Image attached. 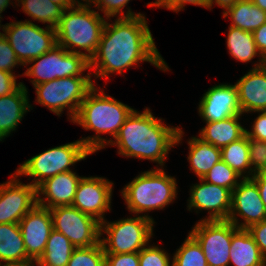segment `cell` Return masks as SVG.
<instances>
[{"label":"cell","instance_id":"obj_39","mask_svg":"<svg viewBox=\"0 0 266 266\" xmlns=\"http://www.w3.org/2000/svg\"><path fill=\"white\" fill-rule=\"evenodd\" d=\"M259 115L254 120L252 129H246L248 138H253L260 141H266V111L256 112Z\"/></svg>","mask_w":266,"mask_h":266},{"label":"cell","instance_id":"obj_6","mask_svg":"<svg viewBox=\"0 0 266 266\" xmlns=\"http://www.w3.org/2000/svg\"><path fill=\"white\" fill-rule=\"evenodd\" d=\"M135 216L100 223V237L107 234V237L100 238L105 254L139 253L149 244L154 219L148 214Z\"/></svg>","mask_w":266,"mask_h":266},{"label":"cell","instance_id":"obj_14","mask_svg":"<svg viewBox=\"0 0 266 266\" xmlns=\"http://www.w3.org/2000/svg\"><path fill=\"white\" fill-rule=\"evenodd\" d=\"M238 216L243 219L239 224ZM266 220V209L257 184L251 178H243L232 191L228 221L237 228L248 229L251 225Z\"/></svg>","mask_w":266,"mask_h":266},{"label":"cell","instance_id":"obj_21","mask_svg":"<svg viewBox=\"0 0 266 266\" xmlns=\"http://www.w3.org/2000/svg\"><path fill=\"white\" fill-rule=\"evenodd\" d=\"M30 109L28 90L22 82L14 92L0 97V141L16 130Z\"/></svg>","mask_w":266,"mask_h":266},{"label":"cell","instance_id":"obj_38","mask_svg":"<svg viewBox=\"0 0 266 266\" xmlns=\"http://www.w3.org/2000/svg\"><path fill=\"white\" fill-rule=\"evenodd\" d=\"M105 266H139L138 253L105 254Z\"/></svg>","mask_w":266,"mask_h":266},{"label":"cell","instance_id":"obj_23","mask_svg":"<svg viewBox=\"0 0 266 266\" xmlns=\"http://www.w3.org/2000/svg\"><path fill=\"white\" fill-rule=\"evenodd\" d=\"M241 116L237 115L217 122H206L205 127L199 132V137L218 148L237 141L246 134V128L239 122Z\"/></svg>","mask_w":266,"mask_h":266},{"label":"cell","instance_id":"obj_34","mask_svg":"<svg viewBox=\"0 0 266 266\" xmlns=\"http://www.w3.org/2000/svg\"><path fill=\"white\" fill-rule=\"evenodd\" d=\"M129 1L130 0H95L92 4L95 8L103 12L104 17L109 19V21L111 17L116 16L117 18H130L143 15L140 12L136 14L129 8H127L128 10L126 11V14H124L125 12H123L122 9L129 3Z\"/></svg>","mask_w":266,"mask_h":266},{"label":"cell","instance_id":"obj_43","mask_svg":"<svg viewBox=\"0 0 266 266\" xmlns=\"http://www.w3.org/2000/svg\"><path fill=\"white\" fill-rule=\"evenodd\" d=\"M186 4L208 8V0H172L165 8L174 12H179L184 9Z\"/></svg>","mask_w":266,"mask_h":266},{"label":"cell","instance_id":"obj_8","mask_svg":"<svg viewBox=\"0 0 266 266\" xmlns=\"http://www.w3.org/2000/svg\"><path fill=\"white\" fill-rule=\"evenodd\" d=\"M96 86L91 77H65L34 86L36 103L58 116L67 108L71 122L76 117L87 93Z\"/></svg>","mask_w":266,"mask_h":266},{"label":"cell","instance_id":"obj_44","mask_svg":"<svg viewBox=\"0 0 266 266\" xmlns=\"http://www.w3.org/2000/svg\"><path fill=\"white\" fill-rule=\"evenodd\" d=\"M251 179L257 184L261 200L266 209V172L254 174Z\"/></svg>","mask_w":266,"mask_h":266},{"label":"cell","instance_id":"obj_11","mask_svg":"<svg viewBox=\"0 0 266 266\" xmlns=\"http://www.w3.org/2000/svg\"><path fill=\"white\" fill-rule=\"evenodd\" d=\"M237 229L228 220H199L189 233L201 245L208 266H229L232 236Z\"/></svg>","mask_w":266,"mask_h":266},{"label":"cell","instance_id":"obj_33","mask_svg":"<svg viewBox=\"0 0 266 266\" xmlns=\"http://www.w3.org/2000/svg\"><path fill=\"white\" fill-rule=\"evenodd\" d=\"M67 266H105V252L101 242L87 248H76Z\"/></svg>","mask_w":266,"mask_h":266},{"label":"cell","instance_id":"obj_51","mask_svg":"<svg viewBox=\"0 0 266 266\" xmlns=\"http://www.w3.org/2000/svg\"><path fill=\"white\" fill-rule=\"evenodd\" d=\"M73 2H75V3H83V2H81V1H84V2H86V4H87V0H81V1H79V0H72Z\"/></svg>","mask_w":266,"mask_h":266},{"label":"cell","instance_id":"obj_41","mask_svg":"<svg viewBox=\"0 0 266 266\" xmlns=\"http://www.w3.org/2000/svg\"><path fill=\"white\" fill-rule=\"evenodd\" d=\"M16 79V74L0 70V97L11 94L21 85Z\"/></svg>","mask_w":266,"mask_h":266},{"label":"cell","instance_id":"obj_29","mask_svg":"<svg viewBox=\"0 0 266 266\" xmlns=\"http://www.w3.org/2000/svg\"><path fill=\"white\" fill-rule=\"evenodd\" d=\"M222 160L242 178H250V152L248 136L221 148Z\"/></svg>","mask_w":266,"mask_h":266},{"label":"cell","instance_id":"obj_22","mask_svg":"<svg viewBox=\"0 0 266 266\" xmlns=\"http://www.w3.org/2000/svg\"><path fill=\"white\" fill-rule=\"evenodd\" d=\"M230 264L234 266H266V259L247 229L238 228L233 233Z\"/></svg>","mask_w":266,"mask_h":266},{"label":"cell","instance_id":"obj_24","mask_svg":"<svg viewBox=\"0 0 266 266\" xmlns=\"http://www.w3.org/2000/svg\"><path fill=\"white\" fill-rule=\"evenodd\" d=\"M34 264L27 258L19 224H0V263Z\"/></svg>","mask_w":266,"mask_h":266},{"label":"cell","instance_id":"obj_16","mask_svg":"<svg viewBox=\"0 0 266 266\" xmlns=\"http://www.w3.org/2000/svg\"><path fill=\"white\" fill-rule=\"evenodd\" d=\"M199 184H193L190 189V197L187 200V208H193L196 213L200 210H207L208 217L202 220H228L231 209L232 191L230 189L206 182L199 179Z\"/></svg>","mask_w":266,"mask_h":266},{"label":"cell","instance_id":"obj_42","mask_svg":"<svg viewBox=\"0 0 266 266\" xmlns=\"http://www.w3.org/2000/svg\"><path fill=\"white\" fill-rule=\"evenodd\" d=\"M257 49L261 56L266 58V23L252 32Z\"/></svg>","mask_w":266,"mask_h":266},{"label":"cell","instance_id":"obj_1","mask_svg":"<svg viewBox=\"0 0 266 266\" xmlns=\"http://www.w3.org/2000/svg\"><path fill=\"white\" fill-rule=\"evenodd\" d=\"M149 62L162 71L169 67L158 51L144 15L117 18L105 23L95 55L90 59L94 77L109 79V75Z\"/></svg>","mask_w":266,"mask_h":266},{"label":"cell","instance_id":"obj_25","mask_svg":"<svg viewBox=\"0 0 266 266\" xmlns=\"http://www.w3.org/2000/svg\"><path fill=\"white\" fill-rule=\"evenodd\" d=\"M188 146L187 160L190 163V170H193L199 179H202L217 162L222 160L221 148L215 147L199 136L191 137L188 140Z\"/></svg>","mask_w":266,"mask_h":266},{"label":"cell","instance_id":"obj_50","mask_svg":"<svg viewBox=\"0 0 266 266\" xmlns=\"http://www.w3.org/2000/svg\"><path fill=\"white\" fill-rule=\"evenodd\" d=\"M0 266H35V264L0 263Z\"/></svg>","mask_w":266,"mask_h":266},{"label":"cell","instance_id":"obj_47","mask_svg":"<svg viewBox=\"0 0 266 266\" xmlns=\"http://www.w3.org/2000/svg\"><path fill=\"white\" fill-rule=\"evenodd\" d=\"M172 0H156L152 3H147L148 7H163L165 8Z\"/></svg>","mask_w":266,"mask_h":266},{"label":"cell","instance_id":"obj_28","mask_svg":"<svg viewBox=\"0 0 266 266\" xmlns=\"http://www.w3.org/2000/svg\"><path fill=\"white\" fill-rule=\"evenodd\" d=\"M76 248L62 233L50 232L42 257L37 266H67L73 251Z\"/></svg>","mask_w":266,"mask_h":266},{"label":"cell","instance_id":"obj_10","mask_svg":"<svg viewBox=\"0 0 266 266\" xmlns=\"http://www.w3.org/2000/svg\"><path fill=\"white\" fill-rule=\"evenodd\" d=\"M3 35L9 41L22 66L38 58L57 45L56 30L45 26L42 28L32 20L14 21L1 25Z\"/></svg>","mask_w":266,"mask_h":266},{"label":"cell","instance_id":"obj_32","mask_svg":"<svg viewBox=\"0 0 266 266\" xmlns=\"http://www.w3.org/2000/svg\"><path fill=\"white\" fill-rule=\"evenodd\" d=\"M203 179L206 182L233 191L243 178L230 168L223 160H220L208 171Z\"/></svg>","mask_w":266,"mask_h":266},{"label":"cell","instance_id":"obj_5","mask_svg":"<svg viewBox=\"0 0 266 266\" xmlns=\"http://www.w3.org/2000/svg\"><path fill=\"white\" fill-rule=\"evenodd\" d=\"M121 194L129 212L147 214L173 203L178 194L177 182L163 168H156L141 172L123 188Z\"/></svg>","mask_w":266,"mask_h":266},{"label":"cell","instance_id":"obj_27","mask_svg":"<svg viewBox=\"0 0 266 266\" xmlns=\"http://www.w3.org/2000/svg\"><path fill=\"white\" fill-rule=\"evenodd\" d=\"M230 17V26L243 31L253 32L266 23V11L256 6L252 0H239L230 8L224 10L223 17Z\"/></svg>","mask_w":266,"mask_h":266},{"label":"cell","instance_id":"obj_20","mask_svg":"<svg viewBox=\"0 0 266 266\" xmlns=\"http://www.w3.org/2000/svg\"><path fill=\"white\" fill-rule=\"evenodd\" d=\"M235 84L242 115L266 111V66L252 68Z\"/></svg>","mask_w":266,"mask_h":266},{"label":"cell","instance_id":"obj_52","mask_svg":"<svg viewBox=\"0 0 266 266\" xmlns=\"http://www.w3.org/2000/svg\"><path fill=\"white\" fill-rule=\"evenodd\" d=\"M95 0H87V4H91L94 2Z\"/></svg>","mask_w":266,"mask_h":266},{"label":"cell","instance_id":"obj_4","mask_svg":"<svg viewBox=\"0 0 266 266\" xmlns=\"http://www.w3.org/2000/svg\"><path fill=\"white\" fill-rule=\"evenodd\" d=\"M105 23L106 19L98 11L91 10L90 4L75 3L63 11L55 28L57 45L90 61L97 51Z\"/></svg>","mask_w":266,"mask_h":266},{"label":"cell","instance_id":"obj_45","mask_svg":"<svg viewBox=\"0 0 266 266\" xmlns=\"http://www.w3.org/2000/svg\"><path fill=\"white\" fill-rule=\"evenodd\" d=\"M239 0H208V9H212L213 4H217L223 8V10L230 8Z\"/></svg>","mask_w":266,"mask_h":266},{"label":"cell","instance_id":"obj_7","mask_svg":"<svg viewBox=\"0 0 266 266\" xmlns=\"http://www.w3.org/2000/svg\"><path fill=\"white\" fill-rule=\"evenodd\" d=\"M93 154L81 140L50 148L24 161L15 171L18 176L35 177L31 184L37 187L47 178L72 171L70 166Z\"/></svg>","mask_w":266,"mask_h":266},{"label":"cell","instance_id":"obj_30","mask_svg":"<svg viewBox=\"0 0 266 266\" xmlns=\"http://www.w3.org/2000/svg\"><path fill=\"white\" fill-rule=\"evenodd\" d=\"M17 6L21 5L23 12L33 21L47 23L48 27L56 28L62 17L64 9L49 0H16Z\"/></svg>","mask_w":266,"mask_h":266},{"label":"cell","instance_id":"obj_35","mask_svg":"<svg viewBox=\"0 0 266 266\" xmlns=\"http://www.w3.org/2000/svg\"><path fill=\"white\" fill-rule=\"evenodd\" d=\"M248 145L250 152L251 178L254 174L266 172V141L248 138Z\"/></svg>","mask_w":266,"mask_h":266},{"label":"cell","instance_id":"obj_37","mask_svg":"<svg viewBox=\"0 0 266 266\" xmlns=\"http://www.w3.org/2000/svg\"><path fill=\"white\" fill-rule=\"evenodd\" d=\"M20 62L18 61L14 50L12 49L9 41L0 32V70L14 73L13 69L18 66Z\"/></svg>","mask_w":266,"mask_h":266},{"label":"cell","instance_id":"obj_49","mask_svg":"<svg viewBox=\"0 0 266 266\" xmlns=\"http://www.w3.org/2000/svg\"><path fill=\"white\" fill-rule=\"evenodd\" d=\"M252 2L261 8L263 11H266V0H252Z\"/></svg>","mask_w":266,"mask_h":266},{"label":"cell","instance_id":"obj_3","mask_svg":"<svg viewBox=\"0 0 266 266\" xmlns=\"http://www.w3.org/2000/svg\"><path fill=\"white\" fill-rule=\"evenodd\" d=\"M100 89L94 86L87 93L73 120L74 124L82 126L85 130L96 132L95 136L80 139L92 153L104 149L112 141L111 139L101 137L100 134H109L114 139L126 119L135 110L119 100L106 95Z\"/></svg>","mask_w":266,"mask_h":266},{"label":"cell","instance_id":"obj_15","mask_svg":"<svg viewBox=\"0 0 266 266\" xmlns=\"http://www.w3.org/2000/svg\"><path fill=\"white\" fill-rule=\"evenodd\" d=\"M113 184L103 177H82L72 206L102 223L105 212L111 210Z\"/></svg>","mask_w":266,"mask_h":266},{"label":"cell","instance_id":"obj_46","mask_svg":"<svg viewBox=\"0 0 266 266\" xmlns=\"http://www.w3.org/2000/svg\"><path fill=\"white\" fill-rule=\"evenodd\" d=\"M49 1L60 5L64 10L72 7L75 4V2H73L72 0H49Z\"/></svg>","mask_w":266,"mask_h":266},{"label":"cell","instance_id":"obj_19","mask_svg":"<svg viewBox=\"0 0 266 266\" xmlns=\"http://www.w3.org/2000/svg\"><path fill=\"white\" fill-rule=\"evenodd\" d=\"M81 178L74 171L62 172L47 178L36 187L37 204L48 209L72 206Z\"/></svg>","mask_w":266,"mask_h":266},{"label":"cell","instance_id":"obj_13","mask_svg":"<svg viewBox=\"0 0 266 266\" xmlns=\"http://www.w3.org/2000/svg\"><path fill=\"white\" fill-rule=\"evenodd\" d=\"M16 172L0 184V224H18L37 205L36 187L23 184Z\"/></svg>","mask_w":266,"mask_h":266},{"label":"cell","instance_id":"obj_18","mask_svg":"<svg viewBox=\"0 0 266 266\" xmlns=\"http://www.w3.org/2000/svg\"><path fill=\"white\" fill-rule=\"evenodd\" d=\"M198 106V113L205 122H217L242 115L236 84L225 83L208 88Z\"/></svg>","mask_w":266,"mask_h":266},{"label":"cell","instance_id":"obj_36","mask_svg":"<svg viewBox=\"0 0 266 266\" xmlns=\"http://www.w3.org/2000/svg\"><path fill=\"white\" fill-rule=\"evenodd\" d=\"M139 266H173L169 253L159 246H145L139 253Z\"/></svg>","mask_w":266,"mask_h":266},{"label":"cell","instance_id":"obj_31","mask_svg":"<svg viewBox=\"0 0 266 266\" xmlns=\"http://www.w3.org/2000/svg\"><path fill=\"white\" fill-rule=\"evenodd\" d=\"M173 255V266H208L201 245L190 233Z\"/></svg>","mask_w":266,"mask_h":266},{"label":"cell","instance_id":"obj_40","mask_svg":"<svg viewBox=\"0 0 266 266\" xmlns=\"http://www.w3.org/2000/svg\"><path fill=\"white\" fill-rule=\"evenodd\" d=\"M266 259V220L253 224L247 229Z\"/></svg>","mask_w":266,"mask_h":266},{"label":"cell","instance_id":"obj_26","mask_svg":"<svg viewBox=\"0 0 266 266\" xmlns=\"http://www.w3.org/2000/svg\"><path fill=\"white\" fill-rule=\"evenodd\" d=\"M226 44L229 54L235 60L247 63L258 55L260 59L258 63L254 64V69L264 66V58L259 53L251 32L229 26Z\"/></svg>","mask_w":266,"mask_h":266},{"label":"cell","instance_id":"obj_12","mask_svg":"<svg viewBox=\"0 0 266 266\" xmlns=\"http://www.w3.org/2000/svg\"><path fill=\"white\" fill-rule=\"evenodd\" d=\"M53 229L62 233L75 248H87L100 242V222L73 206L50 209Z\"/></svg>","mask_w":266,"mask_h":266},{"label":"cell","instance_id":"obj_48","mask_svg":"<svg viewBox=\"0 0 266 266\" xmlns=\"http://www.w3.org/2000/svg\"><path fill=\"white\" fill-rule=\"evenodd\" d=\"M11 0H0V23H1V19L3 18L1 16L2 12L5 11V9L9 6V4H11L10 2Z\"/></svg>","mask_w":266,"mask_h":266},{"label":"cell","instance_id":"obj_9","mask_svg":"<svg viewBox=\"0 0 266 266\" xmlns=\"http://www.w3.org/2000/svg\"><path fill=\"white\" fill-rule=\"evenodd\" d=\"M28 64L32 66L23 74L32 77L33 86L65 77H92L90 72L83 74L90 69V61L85 56L69 52L59 45L32 59Z\"/></svg>","mask_w":266,"mask_h":266},{"label":"cell","instance_id":"obj_17","mask_svg":"<svg viewBox=\"0 0 266 266\" xmlns=\"http://www.w3.org/2000/svg\"><path fill=\"white\" fill-rule=\"evenodd\" d=\"M23 236L27 258L34 264L42 257L53 220L50 209L35 205L18 223Z\"/></svg>","mask_w":266,"mask_h":266},{"label":"cell","instance_id":"obj_2","mask_svg":"<svg viewBox=\"0 0 266 266\" xmlns=\"http://www.w3.org/2000/svg\"><path fill=\"white\" fill-rule=\"evenodd\" d=\"M162 120L153 116L150 108L142 113L134 110L108 145L117 146L119 155L150 160L162 168L170 148L184 135L179 126H167Z\"/></svg>","mask_w":266,"mask_h":266}]
</instances>
